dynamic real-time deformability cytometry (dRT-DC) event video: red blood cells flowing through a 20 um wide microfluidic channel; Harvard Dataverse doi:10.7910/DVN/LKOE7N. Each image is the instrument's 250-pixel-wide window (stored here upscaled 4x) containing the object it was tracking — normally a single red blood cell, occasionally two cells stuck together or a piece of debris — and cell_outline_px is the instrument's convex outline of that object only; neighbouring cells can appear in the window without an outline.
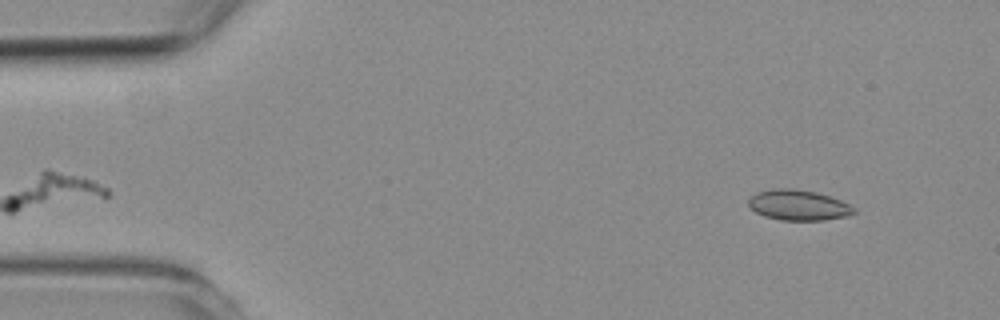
{"species": "common noctule bat (a hibernating species)", "species_latin": "Nyctalus noctula", "temperature_condition": "room temperature", "stored_images_in_passage": 52, "camera_frame_rate_fps": 3000, "um_per_image_px": 0.085, "animal": {"sex": "female", "body_mass_g": 19.3, "forearm_length_mm": 54.1}, "frame": {"image": 1, "passage_image": 3, "time_ms": 0.667, "image_size_px": [1000, 320], "cell_outline_px": [[856, 212], [848, 216], [824, 220], [780, 220], [764, 216], [756, 212], [748, 204], [748, 200], [756, 192], [776, 188], [792, 188], [816, 192], [840, 200], [856, 208]], "centroid_in_image_um": [67.87, 17.44], "position_along_channel_um": 17.1, "area_um2": 18.67}}
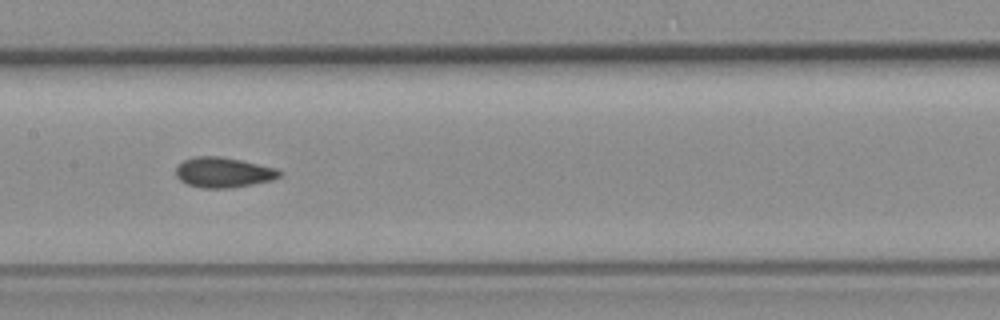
{"frame": {"image": 2, "passage_image": 24, "time_ms": 7.667, "image_size_px": [1000, 320], "cell_outline_px": [[284, 172], [280, 176], [272, 180], [232, 188], [200, 188], [188, 184], [180, 180], [176, 176], [176, 168], [184, 160], [196, 156], [220, 156], [240, 160], [276, 168]], "centroid_in_image_um": [19.0, 14.66], "position_along_channel_um": 188.4, "area_um2": 18.21}}
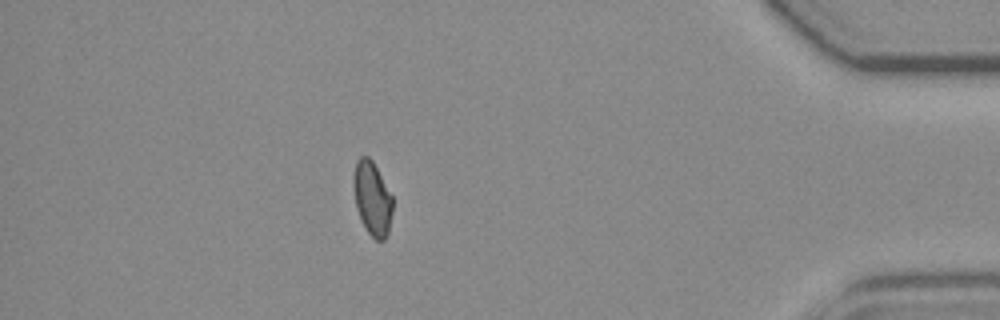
{"frame": {"image": 3, "passage_image": 45, "time_ms": 14.667, "image_size_px": [1000, 320], "cell_outline_px": [[392, 212], [388, 232], [384, 240], [376, 240], [364, 228], [356, 208], [352, 184], [352, 176], [356, 160], [360, 156], [368, 156], [372, 160], [392, 196]], "centroid_in_image_um": [31.6, 16.85], "position_along_channel_um": 403.6, "area_um2": 16.94}, "authors_computed_cell_mechanics": {"area_um2": 17.7446, "velocity_mm_per_s": 3.7918, "shape_relaxation_time_tau1_ms": null, "shape_relaxation_time_tau2_ms": 3.0479, "deformation_change_tau1": null, "deformation_change_tau2": 0.0547}}